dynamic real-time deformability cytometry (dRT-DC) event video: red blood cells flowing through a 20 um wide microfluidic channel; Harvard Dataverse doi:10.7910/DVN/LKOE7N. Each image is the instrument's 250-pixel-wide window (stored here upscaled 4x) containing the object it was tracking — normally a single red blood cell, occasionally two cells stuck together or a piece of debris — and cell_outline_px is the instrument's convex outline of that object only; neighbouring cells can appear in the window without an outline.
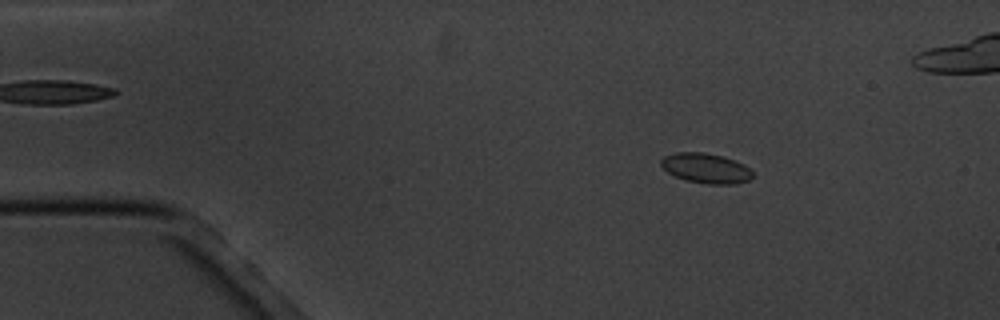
{"species": "common noctule bat (a hibernating species)", "species_latin": "Nyctalus noctula", "temperature_condition": "cold", "stored_images_in_passage": 14, "camera_frame_rate_fps": 3000, "um_per_image_px": 0.085, "animal": {"sex": "male", "body_mass_g": 20.1, "forearm_length_mm": 53.5}, "frame": {"image": 1, "passage_image": 1, "time_ms": 0.0, "image_size_px": [1000, 320], "cell_outline_px": [[752, 176], [748, 180], [736, 184], [708, 184], [684, 180], [668, 172], [660, 164], [660, 160], [664, 156], [676, 152], [704, 152], [724, 156], [736, 160], [744, 164], [752, 172]], "centroid_in_image_um": [60.0, 14.29], "position_along_channel_um": 25.0, "area_um2": 16.07}}
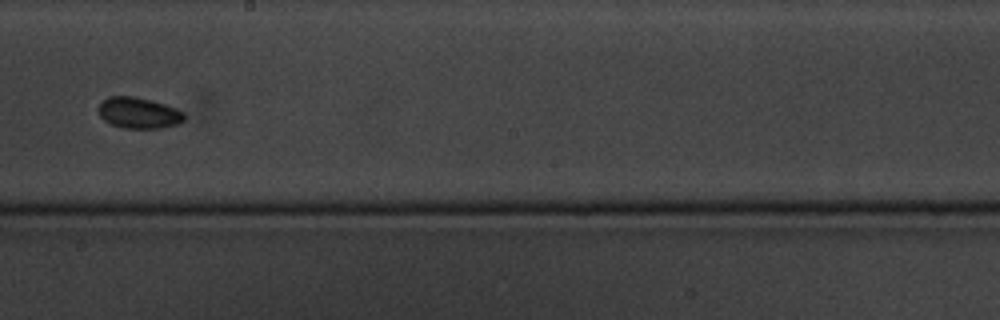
{"frame": {"image": 2, "passage_image": 7, "time_ms": 8.0, "image_size_px": [1000, 320], "cell_outline_px": [[184, 120], [176, 124], [160, 128], [124, 128], [112, 124], [104, 120], [100, 116], [100, 104], [108, 96], [132, 96], [164, 104], [176, 108], [184, 112]], "centroid_in_image_um": [11.8, 9.6], "position_along_channel_um": 236.4, "area_um2": 15.2}}
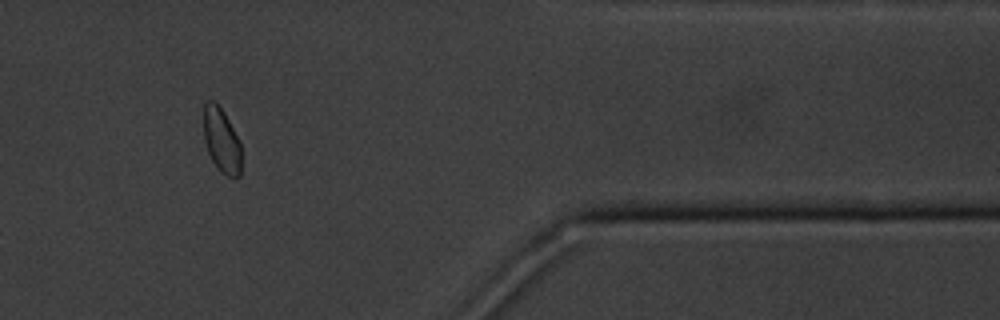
{"frame": {"image": 3, "passage_image": 11, "time_ms": 13.333, "image_size_px": [1000, 320], "cell_outline_px": [[240, 176], [228, 176], [220, 172], [216, 168], [208, 152], [204, 140], [204, 104], [208, 100], [212, 100], [224, 112], [240, 144]], "centroid_in_image_um": [18.8, 11.95], "position_along_channel_um": 392.6, "area_um2": 13.87}, "authors_computed_cell_mechanics": {"area_um2": 15.1147, "velocity_mm_per_s": 3.4279, "shape_relaxation_time_tau1_ms": 2.8506, "shape_relaxation_time_tau2_ms": null, "deformation_change_tau1": 0.0409, "deformation_change_tau2": null}}